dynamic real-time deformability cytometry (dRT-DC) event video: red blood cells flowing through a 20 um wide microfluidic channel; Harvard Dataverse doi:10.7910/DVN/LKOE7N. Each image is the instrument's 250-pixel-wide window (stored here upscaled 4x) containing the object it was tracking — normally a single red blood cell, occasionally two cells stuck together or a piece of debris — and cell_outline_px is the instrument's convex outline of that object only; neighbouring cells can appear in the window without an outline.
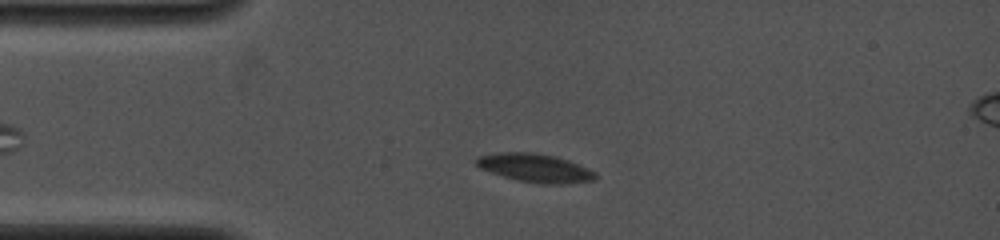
{"species": "common noctule bat (a hibernating species)", "species_latin": "Nyctalus noctula", "temperature_condition": "cold", "stored_images_in_passage": 44, "camera_frame_rate_fps": 4000, "um_per_image_px": 0.085, "animal": {"sex": "female", "body_mass_g": 19.0, "forearm_length_mm": 53.3}, "frame": {"image": 1, "passage_image": 8, "time_ms": 2.75, "image_size_px": [1000, 240], "cell_outline_px": [[596, 180], [564, 184], [544, 184], [516, 180], [480, 168], [476, 164], [476, 156], [496, 152], [536, 152], [556, 156], [568, 160], [588, 168], [596, 172]], "centroid_in_image_um": [45.49, 14.26], "position_along_channel_um": 39.5, "area_um2": 19.88}}
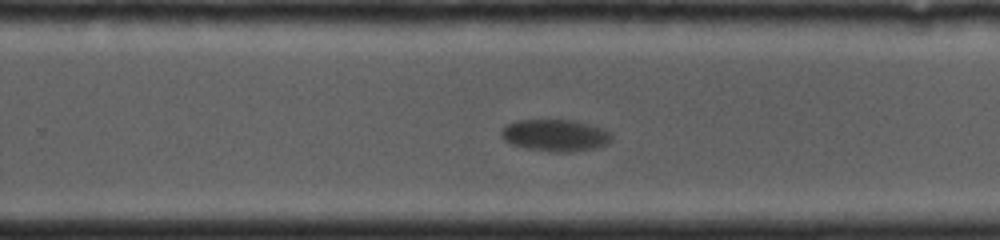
{"frame": {"image": 2, "passage_image": 27, "time_ms": 9.75, "image_size_px": [1000, 240], "cell_outline_px": [[612, 140], [604, 144], [592, 148], [572, 152], [552, 152], [528, 148], [508, 144], [500, 136], [500, 132], [508, 124], [516, 120], [576, 120], [604, 128], [612, 136]], "centroid_in_image_um": [47.17, 11.5], "position_along_channel_um": 282.6, "area_um2": 20.52}}
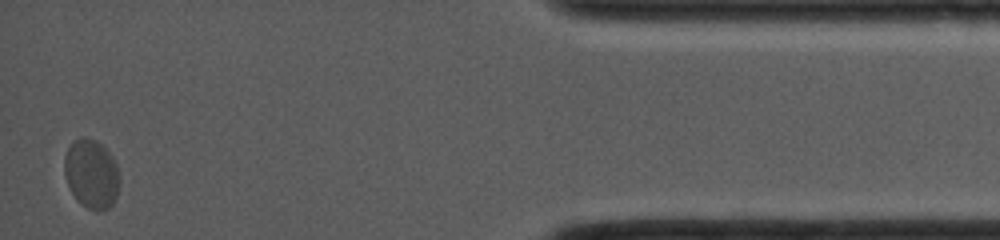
{"frame": {"image": 3, "passage_image": 42, "time_ms": 15.0, "image_size_px": [1000, 240], "cell_outline_px": [[120, 184], [116, 196], [112, 204], [108, 208], [96, 212], [88, 208], [76, 200], [68, 184], [64, 172], [64, 156], [72, 140], [84, 136], [96, 140], [112, 156], [116, 164], [120, 180]], "centroid_in_image_um": [7.77, 14.77], "position_along_channel_um": 427.4, "area_um2": 22.31}}